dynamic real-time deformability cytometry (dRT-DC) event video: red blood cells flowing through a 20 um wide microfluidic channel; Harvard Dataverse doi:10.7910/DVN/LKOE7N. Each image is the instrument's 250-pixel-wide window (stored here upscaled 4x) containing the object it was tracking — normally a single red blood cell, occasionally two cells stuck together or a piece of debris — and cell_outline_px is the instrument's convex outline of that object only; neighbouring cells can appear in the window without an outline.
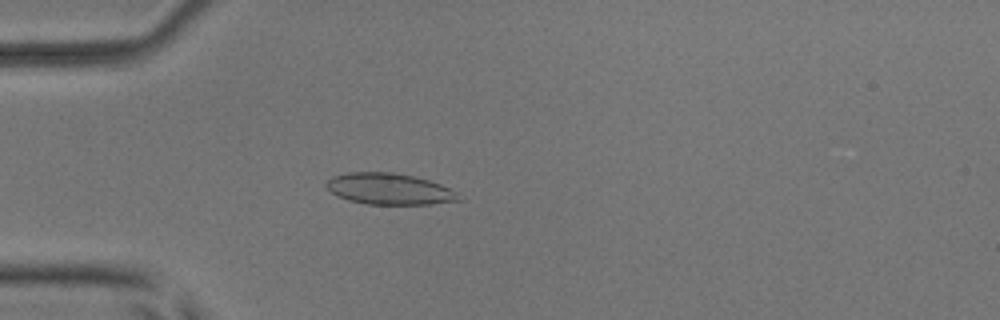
{"species": "common noctule bat (a hibernating species)", "species_latin": "Nyctalus noctula", "temperature_condition": "room temperature", "stored_images_in_passage": 46, "camera_frame_rate_fps": 3000, "um_per_image_px": 0.085, "animal": {"sex": "male", "body_mass_g": 17.9, "forearm_length_mm": 54.2}, "frame": {"image": 1, "passage_image": 14, "time_ms": 4.333, "image_size_px": [1000, 320], "cell_outline_px": [[464, 200], [428, 204], [368, 204], [348, 200], [336, 196], [324, 184], [332, 176], [348, 172], [392, 172], [412, 176], [428, 180], [440, 184], [456, 192]], "centroid_in_image_um": [33.07, 16.06], "position_along_channel_um": 51.9, "area_um2": 24.04}}
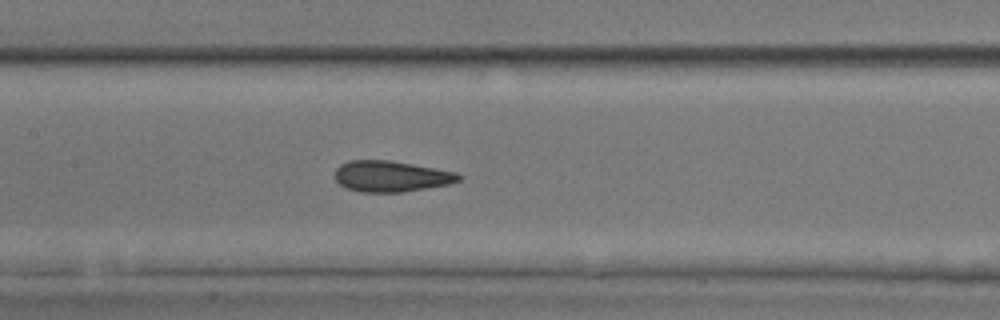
{"frame": {"image": 2, "passage_image": 24, "time_ms": 7.667, "image_size_px": [1000, 320], "cell_outline_px": [[464, 176], [460, 180], [448, 184], [400, 192], [360, 192], [348, 188], [340, 184], [336, 180], [336, 168], [340, 164], [348, 160], [388, 160], [412, 164], [452, 172]], "centroid_in_image_um": [33.2, 14.98], "position_along_channel_um": 174.2, "area_um2": 21.96}}
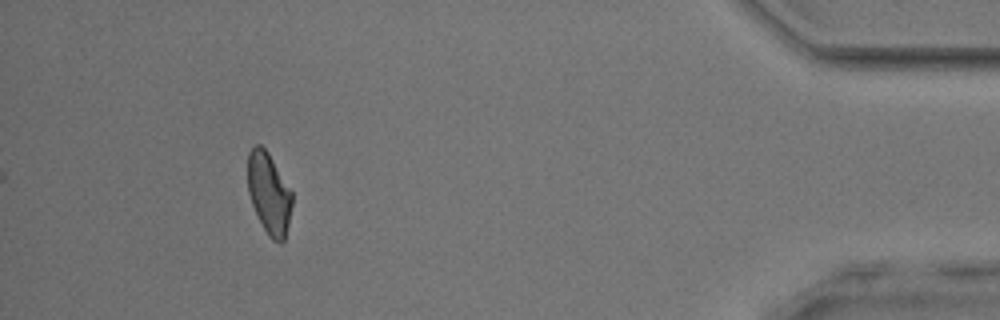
{"frame": {"image": 3, "passage_image": 46, "time_ms": 15.0, "image_size_px": [1000, 320], "cell_outline_px": [[292, 204], [288, 224], [284, 240], [280, 244], [272, 240], [268, 236], [252, 204], [248, 192], [248, 152], [256, 144], [260, 144], [268, 152], [292, 192]], "centroid_in_image_um": [22.86, 16.44], "position_along_channel_um": 412.3, "area_um2": 20.81}, "authors_computed_cell_mechanics": {"area_um2": 22.253, "velocity_mm_per_s": 4.0508, "shape_relaxation_time_tau1_ms": 10.1126, "shape_relaxation_time_tau2_ms": 1.483, "deformation_change_tau1": 0.1827, "deformation_change_tau2": 0.067}}